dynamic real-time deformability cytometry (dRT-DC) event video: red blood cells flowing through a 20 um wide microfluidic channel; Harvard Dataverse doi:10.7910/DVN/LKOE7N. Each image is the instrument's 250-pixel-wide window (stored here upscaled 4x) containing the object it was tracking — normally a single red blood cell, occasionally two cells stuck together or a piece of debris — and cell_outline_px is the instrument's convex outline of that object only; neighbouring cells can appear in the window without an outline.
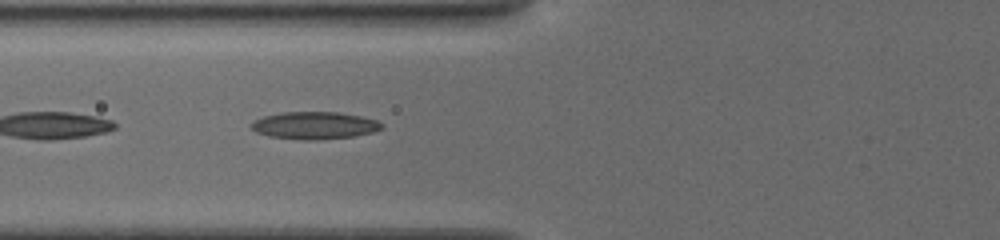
{"species": "common noctule bat (a hibernating species)", "species_latin": "Nyctalus noctula", "temperature_condition": "cold", "stored_images_in_passage": 15, "camera_frame_rate_fps": 3000, "um_per_image_px": 0.085, "animal": {"sex": "female", "body_mass_g": 19.5, "forearm_length_mm": 54.1}, "frame": {"image": 1, "passage_image": 11, "time_ms": 1.667, "image_size_px": [1000, 240], "cell_outline_px": [[384, 128], [372, 132], [352, 136], [316, 140], [300, 140], [268, 136], [256, 132], [248, 124], [264, 116], [284, 112], [336, 112], [360, 116], [376, 120], [384, 124]], "centroid_in_image_um": [26.72, 10.67], "position_along_channel_um": 99.1, "area_um2": 20.75}}